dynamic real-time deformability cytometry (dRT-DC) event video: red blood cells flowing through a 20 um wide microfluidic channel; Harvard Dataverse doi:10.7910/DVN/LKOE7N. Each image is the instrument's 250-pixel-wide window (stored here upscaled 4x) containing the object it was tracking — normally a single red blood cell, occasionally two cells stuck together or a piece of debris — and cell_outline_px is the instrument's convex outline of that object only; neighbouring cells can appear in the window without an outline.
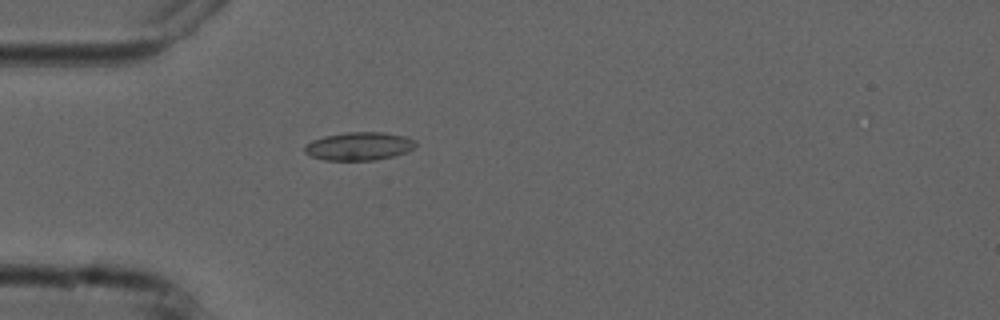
{"species": "common noctule bat (a hibernating species)", "species_latin": "Nyctalus noctula", "temperature_condition": "cold", "stored_images_in_passage": 1, "camera_frame_rate_fps": 3000, "um_per_image_px": 0.085, "animal": {"sex": "male", "forearm_length_mm": 52.5}, "frame": {"image": 1, "passage_image": 1, "time_ms": 0.0, "image_size_px": [1000, 320], "cell_outline_px": [[416, 144], [408, 152], [376, 160], [324, 160], [312, 156], [304, 152], [304, 148], [312, 140], [324, 136], [348, 132], [384, 132], [404, 136], [416, 140]], "centroid_in_image_um": [30.53, 12.42], "position_along_channel_um": 54.5, "area_um2": 18.15}}